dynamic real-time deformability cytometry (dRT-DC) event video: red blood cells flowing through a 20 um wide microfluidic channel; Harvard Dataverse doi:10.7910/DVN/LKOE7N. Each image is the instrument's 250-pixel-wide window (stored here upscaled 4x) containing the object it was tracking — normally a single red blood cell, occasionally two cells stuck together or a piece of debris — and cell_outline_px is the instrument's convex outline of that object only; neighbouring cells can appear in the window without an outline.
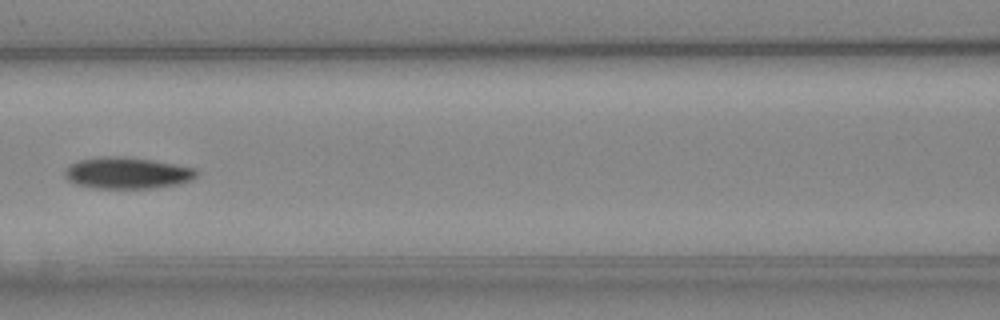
{"species": "Egyptian fruit bat (a non-hibernating species)", "species_latin": "Rousettus aegyptiacus", "temperature_condition": "cold", "stored_images_in_passage": 7, "camera_frame_rate_fps": 3000, "um_per_image_px": 0.085, "animal": {"sex": "female"}, "frame": {"image": 1, "passage_image": 6, "time_ms": 6.0, "image_size_px": [1000, 320], "cell_outline_px": [[196, 176], [192, 180], [176, 184], [156, 188], [92, 188], [76, 184], [68, 180], [64, 176], [64, 172], [72, 164], [80, 160], [104, 156], [124, 156], [152, 160], [176, 164], [196, 168]], "centroid_in_image_um": [10.82, 14.71], "position_along_channel_um": 155.8, "area_um2": 24.1}}
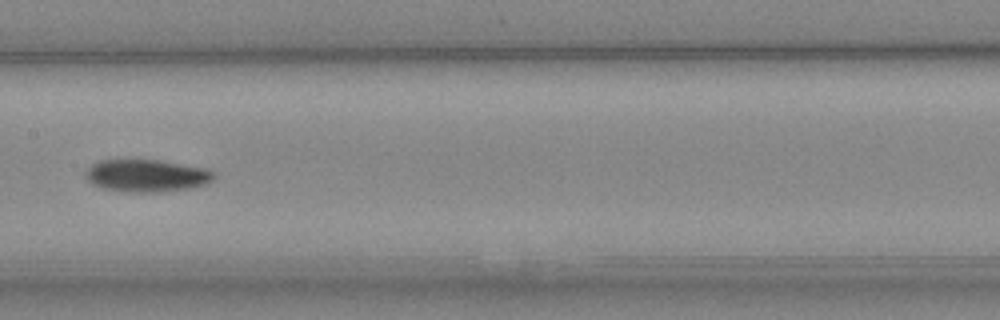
{"frame": {"image": 2, "passage_image": 7, "time_ms": 7.0, "image_size_px": [1000, 320], "cell_outline_px": [[216, 176], [212, 180], [204, 184], [192, 188], [160, 192], [124, 192], [104, 188], [92, 184], [84, 176], [84, 172], [92, 164], [100, 160], [160, 160], [208, 168], [216, 172]], "centroid_in_image_um": [12.49, 14.93], "position_along_channel_um": 194.9, "area_um2": 24.51}}